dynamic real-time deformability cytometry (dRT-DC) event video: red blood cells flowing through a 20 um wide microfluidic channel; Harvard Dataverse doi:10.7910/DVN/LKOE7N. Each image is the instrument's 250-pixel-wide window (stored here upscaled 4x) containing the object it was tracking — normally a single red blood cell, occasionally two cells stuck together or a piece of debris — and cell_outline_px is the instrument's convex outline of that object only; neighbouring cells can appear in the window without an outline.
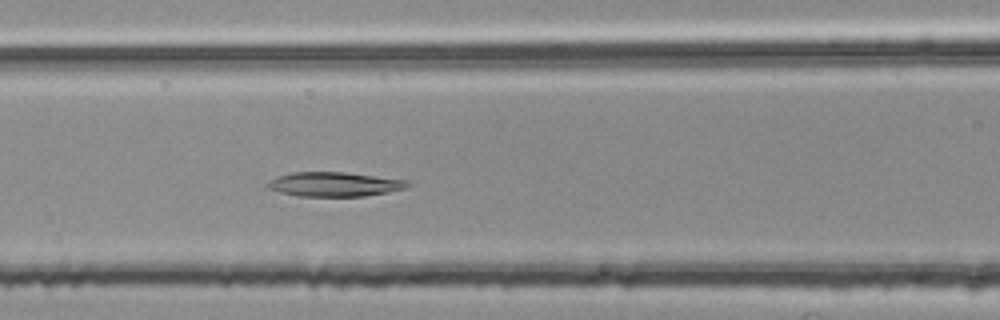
{"species": "common noctule bat (a hibernating species)", "species_latin": "Nyctalus noctula", "temperature_condition": "room temperature", "stored_images_in_passage": 36, "camera_frame_rate_fps": 3000, "um_per_image_px": 0.085, "animal": {"sex": "female", "body_mass_g": 25.1}, "frame": {"image": 1, "passage_image": 9, "time_ms": 2.667, "image_size_px": [1000, 320], "cell_outline_px": [[412, 184], [408, 188], [388, 192], [364, 196], [296, 196], [280, 192], [268, 188], [264, 184], [268, 180], [292, 172], [344, 172], [408, 180]], "centroid_in_image_um": [28.44, 15.66], "position_along_channel_um": 138.2, "area_um2": 20.0}}
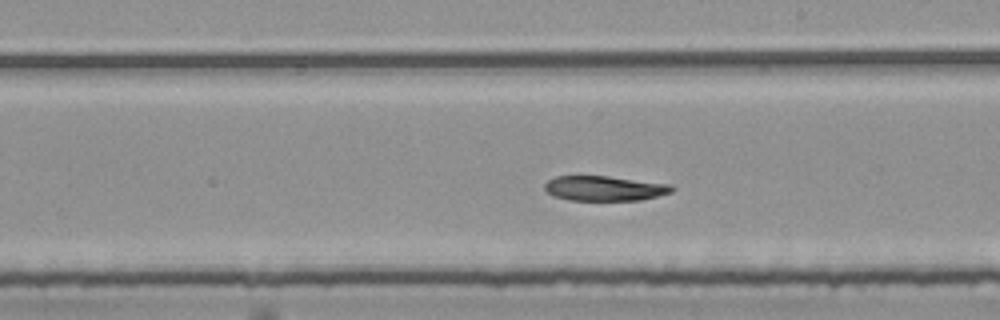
{"frame": {"image": 2, "passage_image": 17, "time_ms": 5.333, "image_size_px": [1000, 320], "cell_outline_px": [[676, 188], [672, 192], [640, 200], [568, 200], [556, 196], [548, 192], [544, 188], [544, 184], [548, 180], [556, 176], [608, 176], [672, 184]], "centroid_in_image_um": [51.42, 16.0], "position_along_channel_um": 237.6, "area_um2": 18.44}}
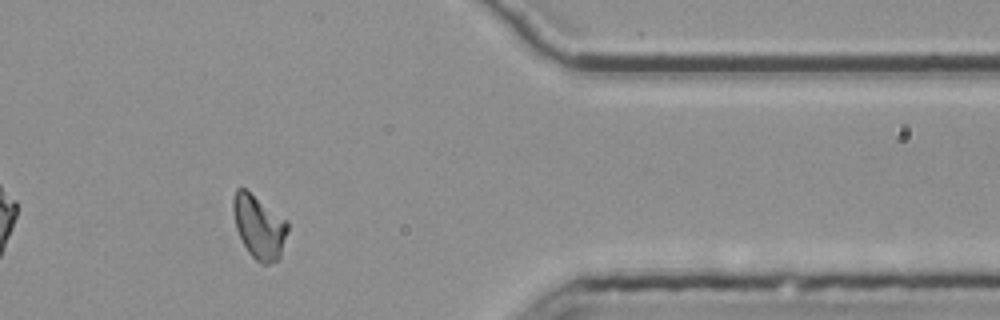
{"frame": {"image": 3, "passage_image": 31, "time_ms": 10.0, "image_size_px": [1000, 320], "cell_outline_px": [[288, 232], [280, 256], [276, 260], [268, 264], [264, 264], [256, 260], [248, 252], [236, 228], [232, 208], [232, 200], [236, 188], [244, 188], [288, 220]], "centroid_in_image_um": [22.02, 19.26], "position_along_channel_um": 389.4, "area_um2": 20.06}}